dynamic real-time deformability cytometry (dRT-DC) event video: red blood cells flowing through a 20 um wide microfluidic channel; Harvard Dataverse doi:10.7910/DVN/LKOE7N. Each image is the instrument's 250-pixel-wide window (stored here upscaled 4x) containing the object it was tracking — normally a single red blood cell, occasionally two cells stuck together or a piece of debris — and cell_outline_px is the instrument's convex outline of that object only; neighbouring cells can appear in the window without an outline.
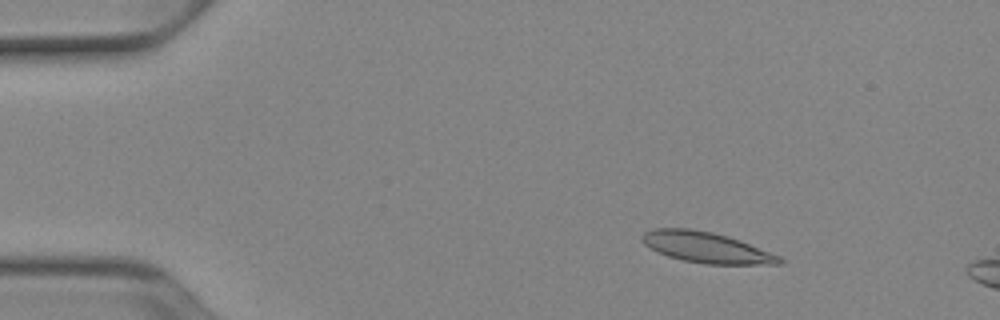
{"species": "Egyptian fruit bat (a non-hibernating species)", "species_latin": "Rousettus aegyptiacus", "temperature_condition": "cold", "stored_images_in_passage": 13, "camera_frame_rate_fps": 3000, "um_per_image_px": 0.085, "animal": {"sex": "female"}, "frame": {"image": 1, "passage_image": 8, "time_ms": 2.333, "image_size_px": [1000, 320], "cell_outline_px": [[784, 264], [704, 264], [684, 260], [668, 256], [656, 252], [644, 244], [640, 240], [640, 236], [644, 232], [656, 228], [688, 228], [712, 232], [728, 236], [740, 240], [780, 256], [784, 260]], "centroid_in_image_um": [60.02, 21.03], "position_along_channel_um": 25.0, "area_um2": 24.68}}